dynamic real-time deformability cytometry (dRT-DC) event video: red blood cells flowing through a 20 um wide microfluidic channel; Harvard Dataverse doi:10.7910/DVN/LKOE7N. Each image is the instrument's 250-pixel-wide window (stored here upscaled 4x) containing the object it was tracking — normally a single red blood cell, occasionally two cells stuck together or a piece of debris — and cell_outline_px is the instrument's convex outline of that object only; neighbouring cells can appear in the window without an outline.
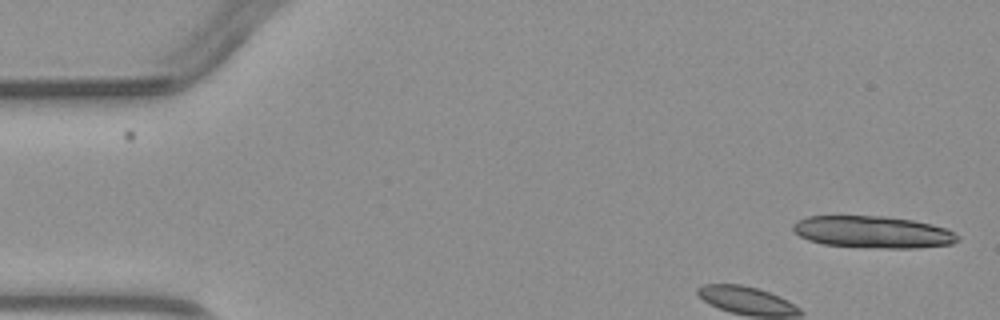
{"species": "common noctule bat (a hibernating species)", "species_latin": "Nyctalus noctula", "temperature_condition": "warm", "stored_images_in_passage": 4, "camera_frame_rate_fps": 3000, "um_per_image_px": 0.085, "animal": {"sex": "male", "body_mass_g": 23.1, "forearm_length_mm": 52.7}, "frame": {"image": 1, "passage_image": 1, "time_ms": 0.0, "image_size_px": [1000, 320], "cell_outline_px": [[960, 240], [952, 244], [916, 248], [884, 248], [824, 244], [808, 240], [800, 236], [792, 228], [792, 224], [796, 220], [808, 216], [884, 216], [912, 220], [932, 224], [948, 228], [960, 236]], "centroid_in_image_um": [74.23, 19.71], "position_along_channel_um": 10.8, "area_um2": 30.75}}